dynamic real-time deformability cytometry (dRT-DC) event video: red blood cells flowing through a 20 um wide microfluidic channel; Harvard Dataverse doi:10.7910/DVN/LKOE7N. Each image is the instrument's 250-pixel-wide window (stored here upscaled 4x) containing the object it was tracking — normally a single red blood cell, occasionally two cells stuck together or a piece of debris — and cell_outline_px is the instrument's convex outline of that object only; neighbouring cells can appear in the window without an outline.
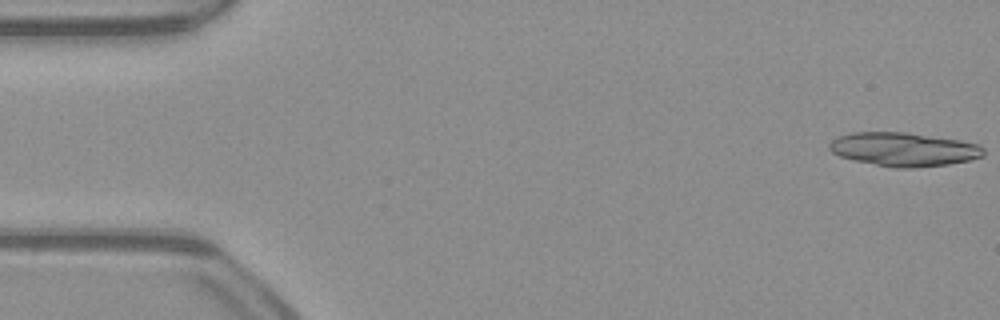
{"species": "common noctule bat (a hibernating species)", "species_latin": "Nyctalus noctula", "temperature_condition": "warm", "stored_images_in_passage": 49, "camera_frame_rate_fps": 3000, "um_per_image_px": 0.085, "animal": {"sex": "male", "body_mass_g": 23.1, "forearm_length_mm": 52.7}, "frame": {"image": 1, "passage_image": 1, "time_ms": 0.0, "image_size_px": [1000, 320], "cell_outline_px": [[984, 156], [968, 160], [948, 164], [912, 168], [896, 168], [856, 160], [840, 156], [832, 152], [828, 148], [828, 144], [836, 136], [852, 132], [908, 132], [960, 140], [980, 144], [984, 148]], "centroid_in_image_um": [76.82, 12.68], "position_along_channel_um": 8.2, "area_um2": 30.35}}
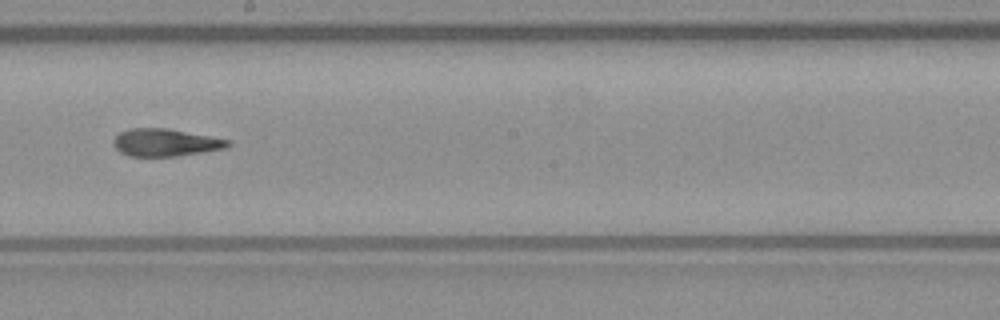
{"frame": {"image": 2, "passage_image": 29, "time_ms": 9.333, "image_size_px": [1000, 320], "cell_outline_px": [[232, 144], [224, 148], [176, 156], [128, 156], [120, 152], [112, 144], [112, 140], [120, 132], [128, 128], [168, 128], [228, 140]], "centroid_in_image_um": [13.98, 12.11], "position_along_channel_um": 234.2, "area_um2": 18.15}}
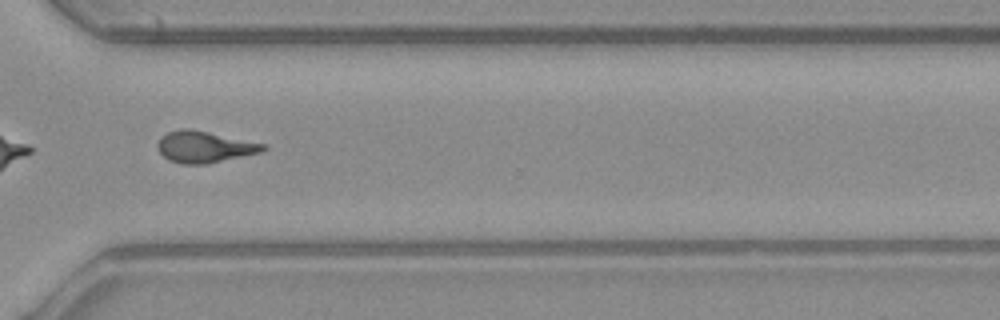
{"frame": {"image": 3, "passage_image": 38, "time_ms": 12.333, "image_size_px": [1000, 320], "cell_outline_px": [[268, 148], [264, 152], [208, 164], [184, 164], [168, 160], [160, 152], [160, 140], [168, 132], [180, 128], [188, 128], [208, 132], [264, 144]], "centroid_in_image_um": [17.44, 12.5], "position_along_channel_um": 353.2, "area_um2": 19.07}, "authors_computed_cell_mechanics": {"area_um2": 19.0162, "velocity_mm_per_s": 3.9814, "shape_relaxation_time_tau1_ms": null, "shape_relaxation_time_tau2_ms": 4.4777, "deformation_change_tau1": null, "deformation_change_tau2": 0.1574}}